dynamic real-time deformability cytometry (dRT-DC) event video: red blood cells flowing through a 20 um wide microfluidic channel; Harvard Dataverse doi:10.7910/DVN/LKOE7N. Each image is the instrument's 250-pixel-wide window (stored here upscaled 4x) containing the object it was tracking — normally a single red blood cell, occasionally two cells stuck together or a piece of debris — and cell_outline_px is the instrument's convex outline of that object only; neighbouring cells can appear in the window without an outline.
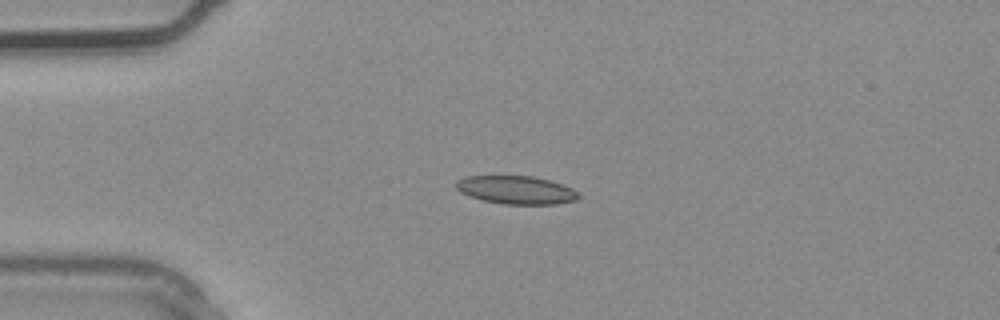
{"species": "common noctule bat (a hibernating species)", "species_latin": "Nyctalus noctula", "temperature_condition": "warm", "stored_images_in_passage": 1, "camera_frame_rate_fps": 3000, "um_per_image_px": 0.085, "animal": {"sex": "male", "body_mass_g": 20.4}, "frame": {"image": 1, "passage_image": 1, "time_ms": 0.0, "image_size_px": [1000, 320], "cell_outline_px": [[580, 196], [576, 200], [556, 204], [500, 204], [468, 196], [460, 192], [456, 188], [456, 180], [464, 176], [532, 176], [548, 180], [572, 188], [580, 192]], "centroid_in_image_um": [43.86, 16.15], "position_along_channel_um": 41.1, "area_um2": 20.17}}